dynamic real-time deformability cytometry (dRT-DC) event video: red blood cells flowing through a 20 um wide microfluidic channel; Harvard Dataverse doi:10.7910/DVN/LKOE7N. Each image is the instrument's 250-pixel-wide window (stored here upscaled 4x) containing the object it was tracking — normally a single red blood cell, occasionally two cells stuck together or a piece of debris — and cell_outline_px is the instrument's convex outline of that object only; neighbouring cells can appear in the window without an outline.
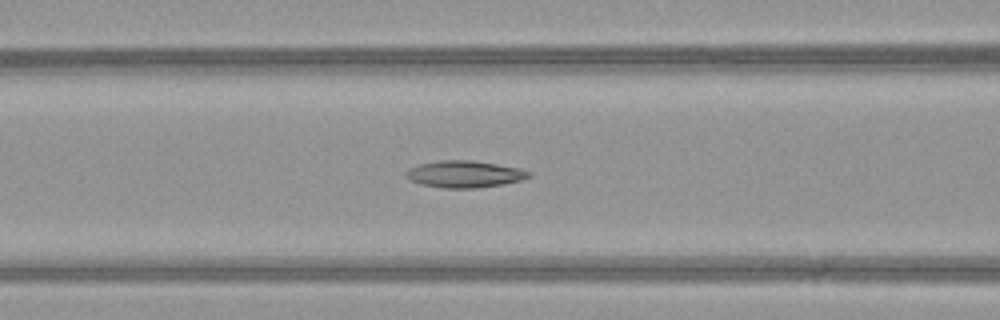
{"species": "common noctule bat (a hibernating species)", "species_latin": "Nyctalus noctula", "temperature_condition": "warm", "stored_images_in_passage": 51, "camera_frame_rate_fps": 3000, "um_per_image_px": 0.085, "animal": {"sex": "female", "body_mass_g": 21.9}, "frame": {"image": 1, "passage_image": 22, "time_ms": 7.0, "image_size_px": [1000, 320], "cell_outline_px": [[532, 176], [520, 180], [504, 184], [476, 188], [444, 188], [420, 184], [408, 180], [404, 176], [404, 172], [408, 168], [420, 164], [436, 160], [472, 160], [520, 168], [532, 172]], "centroid_in_image_um": [39.45, 14.8], "position_along_channel_um": 127.2, "area_um2": 19.48}}
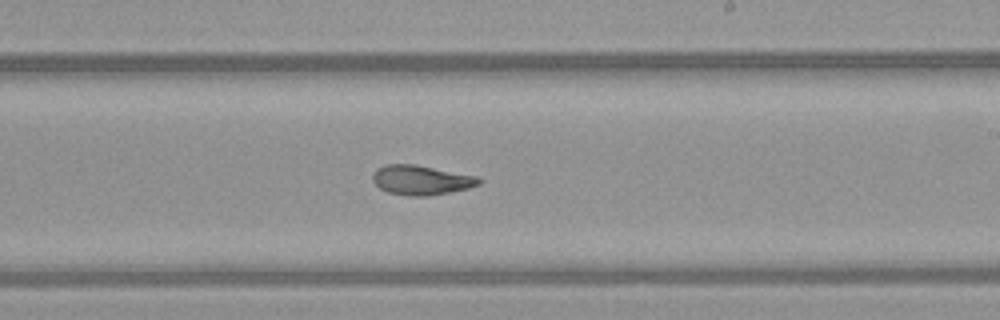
{"frame": {"image": 2, "passage_image": 31, "time_ms": 10.0, "image_size_px": [1000, 320], "cell_outline_px": [[484, 180], [480, 184], [468, 188], [428, 196], [412, 196], [388, 192], [380, 188], [372, 180], [372, 172], [376, 168], [384, 164], [416, 164], [476, 176]], "centroid_in_image_um": [35.78, 15.29], "position_along_channel_um": 253.2, "area_um2": 18.38}}
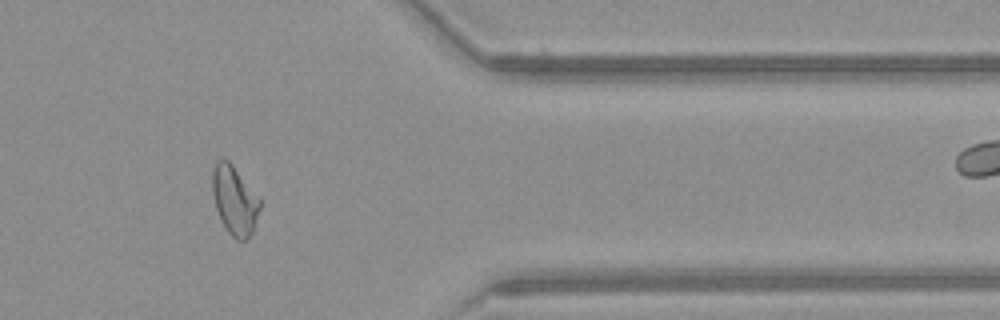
{"frame": {"image": 3, "passage_image": 42, "time_ms": 13.667, "image_size_px": [1000, 320], "cell_outline_px": [[260, 208], [252, 232], [248, 240], [236, 240], [228, 232], [220, 220], [216, 208], [212, 192], [212, 168], [216, 160], [224, 156], [232, 164], [260, 196]], "centroid_in_image_um": [19.93, 16.99], "position_along_channel_um": 391.5, "area_um2": 19.48}, "authors_computed_cell_mechanics": {"area_um2": 19.941, "velocity_mm_per_s": 4.2006, "shape_relaxation_time_tau1_ms": null, "shape_relaxation_time_tau2_ms": 2.8123, "deformation_change_tau1": null, "deformation_change_tau2": 0.1041}}